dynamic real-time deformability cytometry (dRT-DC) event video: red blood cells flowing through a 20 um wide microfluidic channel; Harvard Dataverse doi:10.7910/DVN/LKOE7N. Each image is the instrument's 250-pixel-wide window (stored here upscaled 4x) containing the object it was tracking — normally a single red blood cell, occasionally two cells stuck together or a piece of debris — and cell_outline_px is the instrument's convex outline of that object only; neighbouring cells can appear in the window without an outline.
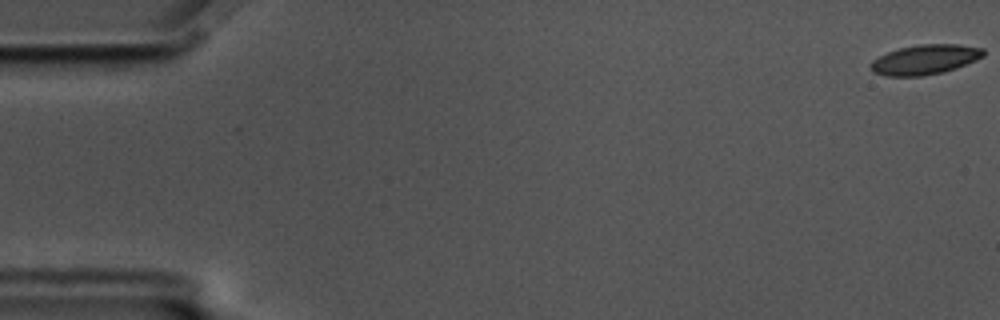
{"species": "common noctule bat (a hibernating species)", "species_latin": "Nyctalus noctula", "temperature_condition": "cold", "stored_images_in_passage": 59, "camera_frame_rate_fps": 3000, "um_per_image_px": 0.085, "animal": {"sex": "male", "body_mass_g": 17.5, "forearm_length_mm": 52.3}, "frame": {"image": 1, "passage_image": 1, "time_ms": 0.0, "image_size_px": [1000, 320], "cell_outline_px": [[984, 56], [976, 60], [956, 68], [944, 72], [920, 76], [884, 76], [872, 72], [872, 60], [888, 52], [900, 48], [920, 44], [960, 44], [984, 48]], "centroid_in_image_um": [78.65, 5.06], "position_along_channel_um": 6.3, "area_um2": 19.54}}
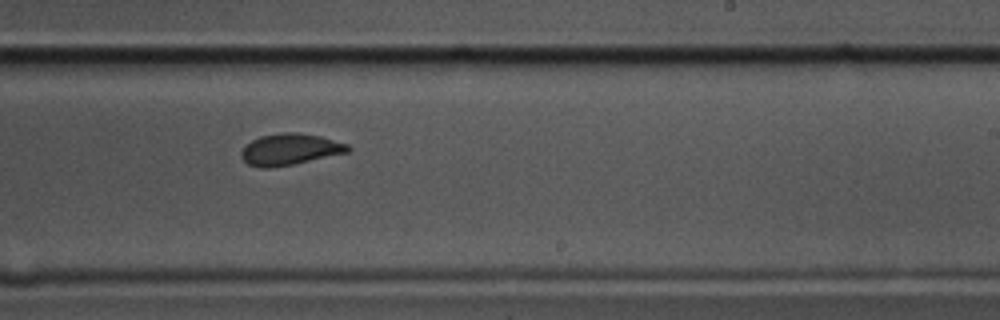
{"frame": {"image": 2, "passage_image": 36, "time_ms": 11.667, "image_size_px": [1000, 320], "cell_outline_px": [[352, 148], [348, 152], [292, 164], [268, 168], [260, 168], [248, 164], [240, 156], [240, 152], [252, 140], [260, 136], [284, 132], [296, 132], [320, 136], [348, 144]], "centroid_in_image_um": [24.64, 12.69], "position_along_channel_um": 264.4, "area_um2": 19.31}}
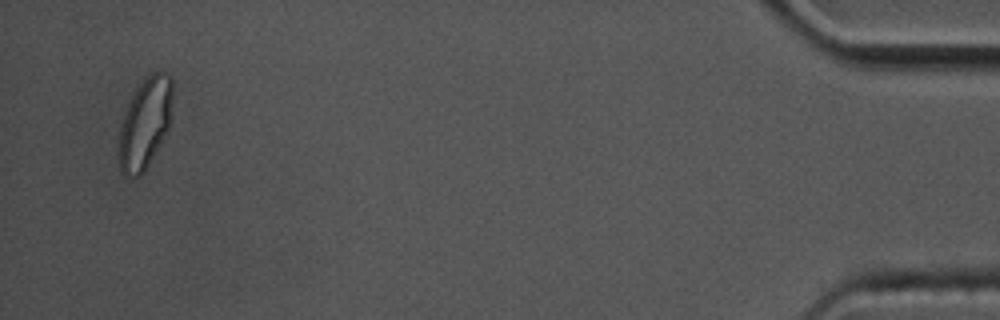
{"frame": {"image": 3, "passage_image": 57, "time_ms": 18.667, "image_size_px": [1000, 320], "cell_outline_px": [[172, 96], [168, 128], [164, 136], [144, 172], [140, 176], [124, 176], [120, 172], [120, 124], [128, 104], [136, 88], [152, 72], [164, 72], [172, 80]], "centroid_in_image_um": [12.32, 10.48], "position_along_channel_um": 422.9, "area_um2": 27.69}, "authors_computed_cell_mechanics": {"area_um2": 20.0566, "velocity_mm_per_s": 3.4552, "shape_relaxation_time_tau1_ms": 6.5851, "shape_relaxation_time_tau2_ms": 1.4665, "deformation_change_tau1": 0.1214, "deformation_change_tau2": 0.0471}}